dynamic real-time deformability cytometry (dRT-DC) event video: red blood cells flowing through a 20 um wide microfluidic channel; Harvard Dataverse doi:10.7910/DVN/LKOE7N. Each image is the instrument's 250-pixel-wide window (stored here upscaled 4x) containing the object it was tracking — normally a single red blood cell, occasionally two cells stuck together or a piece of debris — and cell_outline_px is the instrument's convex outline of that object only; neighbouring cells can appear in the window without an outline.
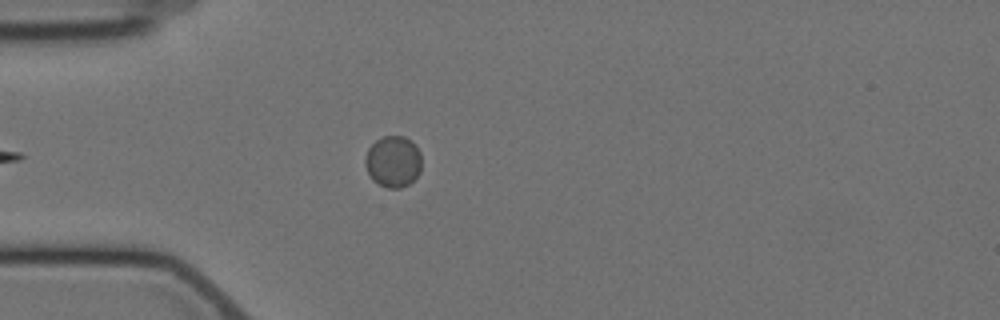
{"species": "Egyptian fruit bat (a non-hibernating species)", "species_latin": "Rousettus aegyptiacus", "temperature_condition": "cold", "stored_images_in_passage": 1, "camera_frame_rate_fps": 3000, "um_per_image_px": 0.085, "animal": {"sex": "female"}, "frame": {"image": 1, "passage_image": 1, "time_ms": 0.0, "image_size_px": [1000, 320], "cell_outline_px": [[420, 172], [408, 184], [400, 188], [388, 188], [372, 180], [364, 164], [364, 160], [368, 148], [376, 140], [384, 136], [404, 136], [416, 144], [420, 152]], "centroid_in_image_um": [33.4, 13.72], "position_along_channel_um": 51.6, "area_um2": 16.88}}